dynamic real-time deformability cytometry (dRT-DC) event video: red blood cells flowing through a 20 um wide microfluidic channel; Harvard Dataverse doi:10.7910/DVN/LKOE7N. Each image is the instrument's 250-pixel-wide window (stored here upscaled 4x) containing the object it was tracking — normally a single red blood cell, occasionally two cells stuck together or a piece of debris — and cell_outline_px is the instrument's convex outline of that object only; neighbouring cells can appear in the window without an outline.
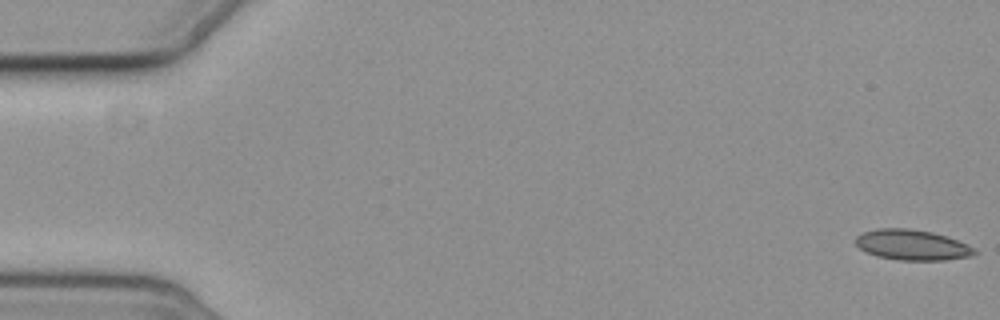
{"species": "common noctule bat (a hibernating species)", "species_latin": "Nyctalus noctula", "temperature_condition": "cold", "stored_images_in_passage": 6, "camera_frame_rate_fps": 3000, "um_per_image_px": 0.085, "animal": {"sex": "female", "body_mass_g": 19.3, "forearm_length_mm": 54.1}, "frame": {"image": 1, "passage_image": 1, "time_ms": 0.0, "image_size_px": [1000, 320], "cell_outline_px": [[976, 252], [972, 256], [944, 260], [900, 260], [876, 256], [860, 248], [856, 244], [856, 236], [864, 232], [876, 228], [908, 228], [932, 232], [968, 244]], "centroid_in_image_um": [77.51, 20.81], "position_along_channel_um": 7.5, "area_um2": 20.87}}
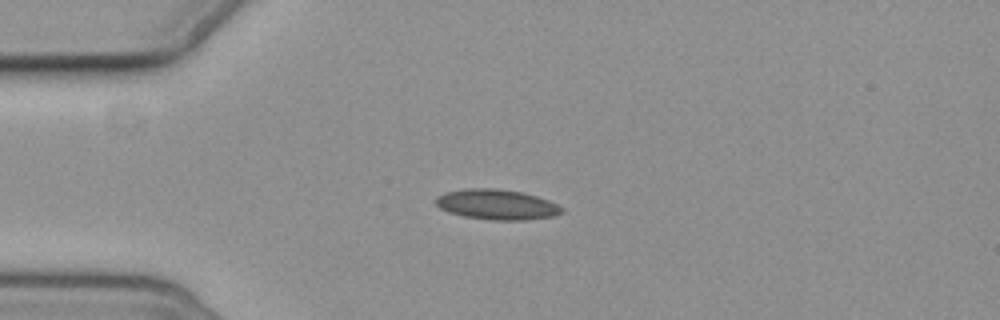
{"frame": {"image": 2, "passage_image": 5, "time_ms": 4.667, "image_size_px": [1000, 320], "cell_outline_px": [[564, 212], [552, 216], [524, 220], [492, 220], [464, 216], [448, 212], [440, 208], [436, 204], [436, 196], [448, 192], [464, 188], [496, 188], [524, 192], [548, 200], [564, 208]], "centroid_in_image_um": [42.23, 17.38], "position_along_channel_um": 42.8, "area_um2": 22.2}}